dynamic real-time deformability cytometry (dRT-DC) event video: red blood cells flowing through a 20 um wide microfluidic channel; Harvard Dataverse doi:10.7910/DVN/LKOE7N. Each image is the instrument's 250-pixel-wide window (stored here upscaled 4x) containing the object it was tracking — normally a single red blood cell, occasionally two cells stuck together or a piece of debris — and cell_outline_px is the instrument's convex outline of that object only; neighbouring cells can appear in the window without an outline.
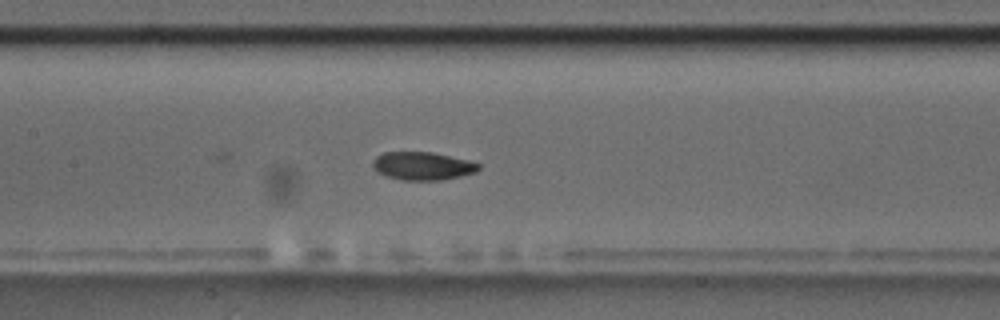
{"species": "common noctule bat (a hibernating species)", "species_latin": "Nyctalus noctula", "temperature_condition": "room temperature", "stored_images_in_passage": 19, "camera_frame_rate_fps": 3000, "um_per_image_px": 0.085, "animal": {"sex": "male", "body_mass_g": 17.5, "forearm_length_mm": 52.3}, "frame": {"image": 1, "passage_image": 16, "time_ms": 5.0, "image_size_px": [1000, 320], "cell_outline_px": [[480, 168], [476, 172], [444, 180], [400, 180], [384, 176], [376, 172], [372, 168], [372, 160], [376, 156], [384, 152], [432, 152], [468, 160], [480, 164]], "centroid_in_image_um": [35.87, 14.11], "position_along_channel_um": 171.5, "area_um2": 17.57}}
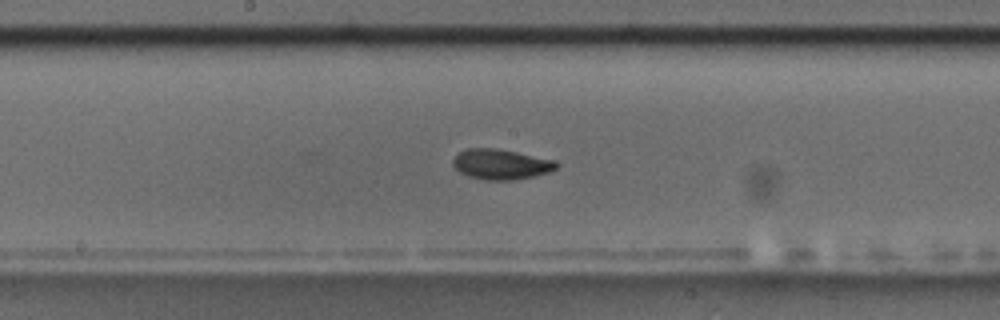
{"frame": {"image": 2, "passage_image": 19, "time_ms": 6.0, "image_size_px": [1000, 320], "cell_outline_px": [[560, 164], [556, 168], [548, 172], [532, 176], [512, 180], [484, 180], [468, 176], [460, 172], [452, 164], [452, 160], [460, 152], [468, 148], [496, 148], [516, 152], [552, 160]], "centroid_in_image_um": [42.55, 13.96], "position_along_channel_um": 205.7, "area_um2": 17.98}}